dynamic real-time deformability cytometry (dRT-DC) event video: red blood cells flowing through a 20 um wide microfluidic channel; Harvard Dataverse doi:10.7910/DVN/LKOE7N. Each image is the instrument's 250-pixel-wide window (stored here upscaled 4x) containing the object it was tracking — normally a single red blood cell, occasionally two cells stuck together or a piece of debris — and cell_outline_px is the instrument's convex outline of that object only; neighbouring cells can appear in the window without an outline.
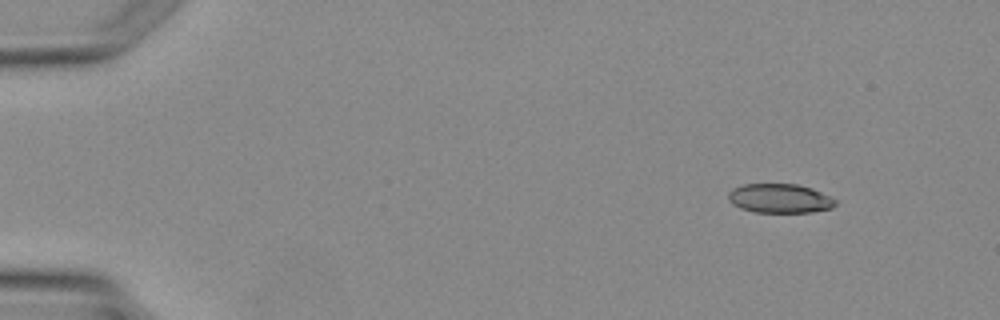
{"species": "Egyptian fruit bat (a non-hibernating species)", "species_latin": "Rousettus aegyptiacus", "temperature_condition": "warm", "stored_images_in_passage": 3, "camera_frame_rate_fps": 3000, "um_per_image_px": 0.085, "animal": {"sex": "female"}, "frame": {"image": 1, "passage_image": 1, "time_ms": 0.0, "image_size_px": [1000, 320], "cell_outline_px": [[836, 204], [832, 208], [812, 212], [756, 212], [740, 208], [732, 204], [728, 200], [728, 192], [732, 188], [744, 184], [796, 184], [812, 188], [836, 200]], "centroid_in_image_um": [66.25, 16.86], "position_along_channel_um": 18.8, "area_um2": 18.21}}